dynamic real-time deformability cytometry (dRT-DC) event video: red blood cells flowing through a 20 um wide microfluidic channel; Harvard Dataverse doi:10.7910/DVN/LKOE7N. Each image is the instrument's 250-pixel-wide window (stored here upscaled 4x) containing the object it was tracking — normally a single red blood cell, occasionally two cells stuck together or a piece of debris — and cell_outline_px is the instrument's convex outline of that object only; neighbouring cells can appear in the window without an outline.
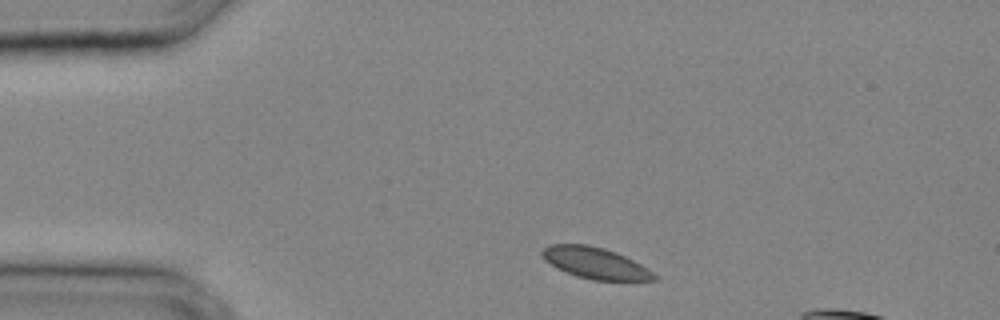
{"species": "common noctule bat (a hibernating species)", "species_latin": "Nyctalus noctula", "temperature_condition": "cold", "stored_images_in_passage": 25, "camera_frame_rate_fps": 3000, "um_per_image_px": 0.085, "animal": {"sex": "male", "body_mass_g": 20.4}, "frame": {"image": 1, "passage_image": 1, "time_ms": 0.0, "image_size_px": [1000, 320], "cell_outline_px": [[660, 280], [592, 280], [576, 276], [544, 260], [540, 252], [548, 244], [588, 244], [604, 248], [616, 252], [648, 268]], "centroid_in_image_um": [50.6, 22.35], "position_along_channel_um": 34.4, "area_um2": 20.23}}
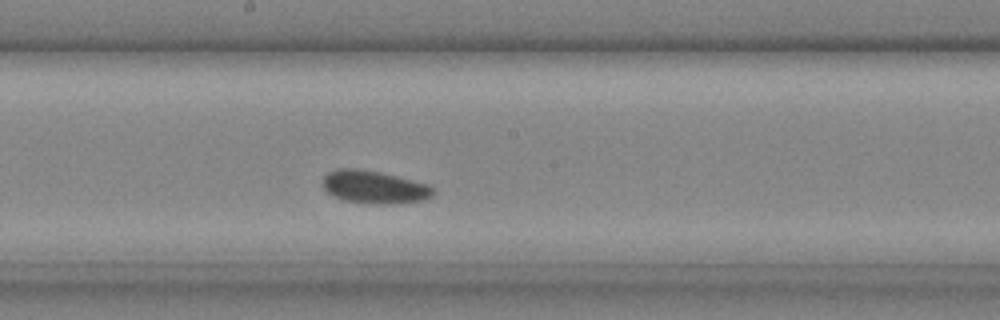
{"frame": {"image": 2, "passage_image": 12, "time_ms": 3.667, "image_size_px": [1000, 320], "cell_outline_px": [[436, 192], [432, 196], [424, 200], [388, 204], [380, 204], [348, 200], [332, 196], [324, 188], [324, 176], [328, 172], [336, 168], [360, 168], [380, 172], [428, 184], [436, 188]], "centroid_in_image_um": [31.85, 15.88], "position_along_channel_um": 216.4, "area_um2": 21.04}}
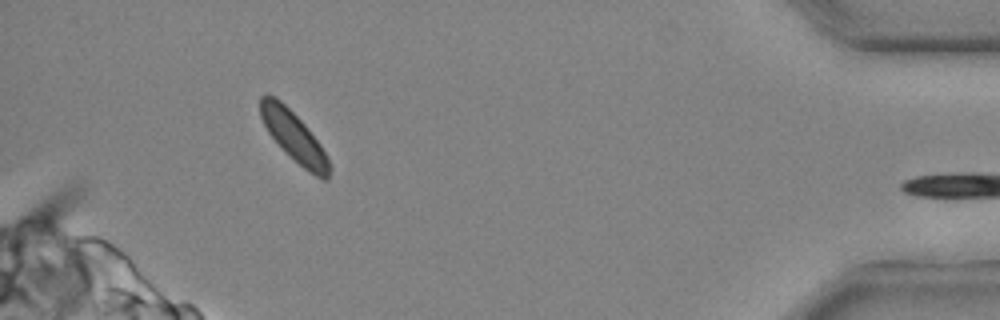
{"frame": {"image": 3, "passage_image": 24, "time_ms": 7.667, "image_size_px": [1000, 320], "cell_outline_px": [[332, 168], [328, 180], [320, 180], [308, 172], [284, 152], [268, 132], [260, 116], [260, 96], [272, 96], [280, 100], [304, 124], [320, 144], [328, 156]], "centroid_in_image_um": [25.03, 11.7], "position_along_channel_um": 410.2, "area_um2": 20.11}}